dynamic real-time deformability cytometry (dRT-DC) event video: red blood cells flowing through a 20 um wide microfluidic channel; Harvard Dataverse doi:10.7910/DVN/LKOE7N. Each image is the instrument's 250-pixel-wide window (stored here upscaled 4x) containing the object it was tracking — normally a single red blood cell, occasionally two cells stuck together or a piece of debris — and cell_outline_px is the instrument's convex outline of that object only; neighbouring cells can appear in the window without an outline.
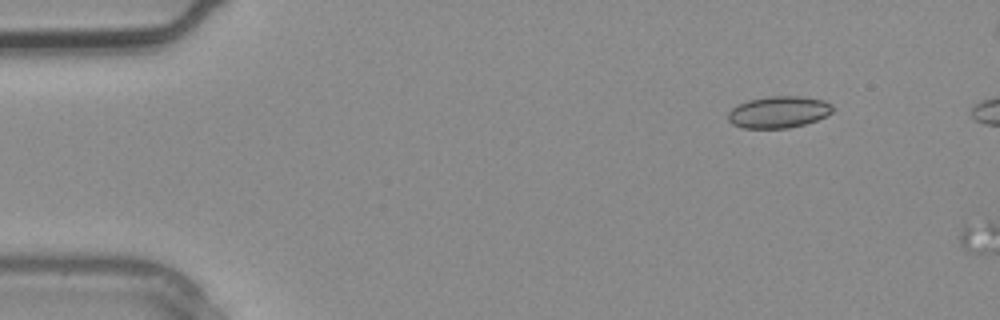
{"species": "common noctule bat (a hibernating species)", "species_latin": "Nyctalus noctula", "temperature_condition": "warm", "stored_images_in_passage": 2, "camera_frame_rate_fps": 3000, "um_per_image_px": 0.085, "animal": {"sex": "male", "body_mass_g": 20.4}, "frame": {"image": 1, "passage_image": 1, "time_ms": 0.0, "image_size_px": [1000, 320], "cell_outline_px": [[836, 108], [832, 112], [816, 120], [804, 124], [788, 128], [744, 128], [732, 124], [728, 120], [728, 112], [736, 104], [748, 100], [768, 96], [800, 96], [824, 100], [832, 104]], "centroid_in_image_um": [66.18, 9.51], "position_along_channel_um": 18.8, "area_um2": 19.48}}